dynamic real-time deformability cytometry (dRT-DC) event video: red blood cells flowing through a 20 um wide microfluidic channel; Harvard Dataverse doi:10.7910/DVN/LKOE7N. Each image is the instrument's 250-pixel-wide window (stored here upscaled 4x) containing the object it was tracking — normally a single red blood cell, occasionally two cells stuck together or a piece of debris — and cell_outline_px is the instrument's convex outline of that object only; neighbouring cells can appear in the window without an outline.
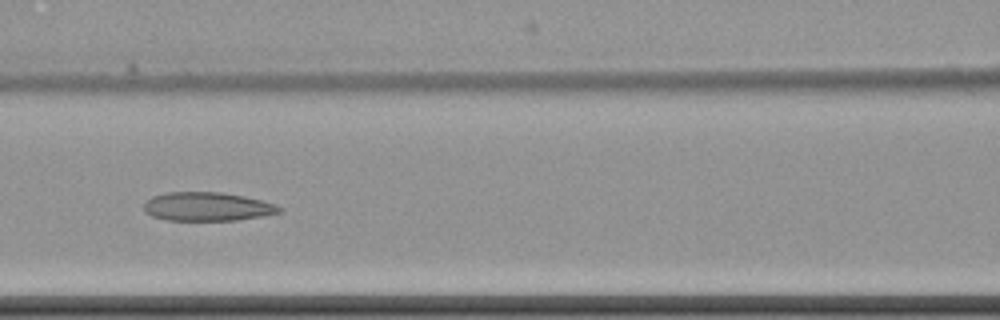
{"species": "common noctule bat (a hibernating species)", "species_latin": "Nyctalus noctula", "temperature_condition": "cold", "stored_images_in_passage": 12, "camera_frame_rate_fps": 3000, "um_per_image_px": 0.085, "animal": {"sex": "female", "body_mass_g": 22.7, "forearm_length_mm": 54.2}, "frame": {"image": 1, "passage_image": 6, "time_ms": 8.333, "image_size_px": [1000, 320], "cell_outline_px": [[284, 208], [280, 212], [264, 216], [236, 220], [168, 220], [152, 216], [144, 208], [144, 204], [152, 196], [164, 192], [220, 192], [244, 196], [276, 204]], "centroid_in_image_um": [17.65, 17.55], "position_along_channel_um": 148.9, "area_um2": 22.6}}
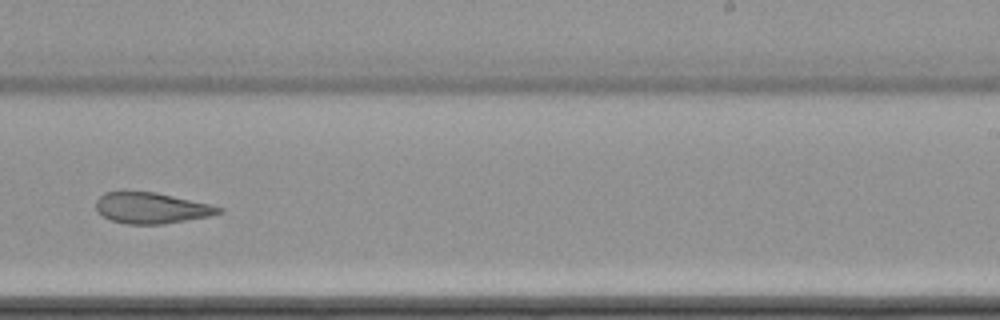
{"frame": {"image": 2, "passage_image": 9, "time_ms": 12.0, "image_size_px": [1000, 320], "cell_outline_px": [[224, 212], [208, 216], [164, 224], [128, 224], [108, 220], [96, 208], [96, 200], [104, 192], [156, 192], [212, 204], [224, 208]], "centroid_in_image_um": [12.91, 17.68], "position_along_channel_um": 276.1, "area_um2": 22.14}}
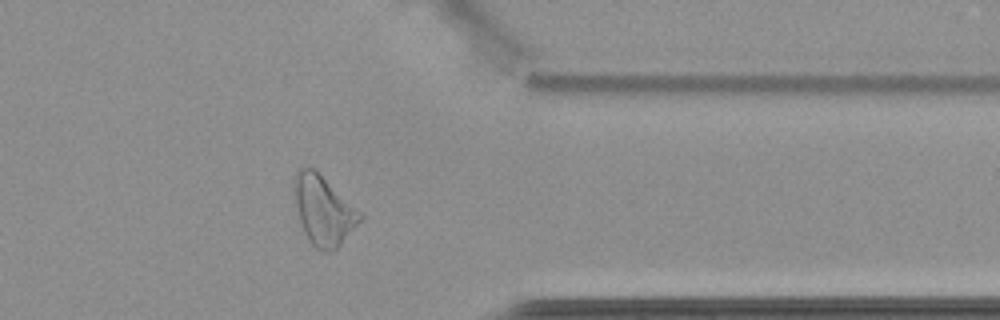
{"frame": {"image": 3, "passage_image": 12, "time_ms": 15.333, "image_size_px": [1000, 320], "cell_outline_px": [[364, 216], [340, 244], [332, 252], [324, 252], [316, 248], [308, 240], [304, 232], [300, 220], [292, 188], [292, 184], [296, 172], [300, 168], [312, 168]], "centroid_in_image_um": [27.45, 17.91], "position_along_channel_um": 384.0, "area_um2": 25.72}, "authors_computed_cell_mechanics": {"area_um2": 23.7269, "velocity_mm_per_s": 3.4835, "shape_relaxation_time_tau1_ms": null, "shape_relaxation_time_tau2_ms": 3.1604, "deformation_change_tau1": null, "deformation_change_tau2": 0.1003}}